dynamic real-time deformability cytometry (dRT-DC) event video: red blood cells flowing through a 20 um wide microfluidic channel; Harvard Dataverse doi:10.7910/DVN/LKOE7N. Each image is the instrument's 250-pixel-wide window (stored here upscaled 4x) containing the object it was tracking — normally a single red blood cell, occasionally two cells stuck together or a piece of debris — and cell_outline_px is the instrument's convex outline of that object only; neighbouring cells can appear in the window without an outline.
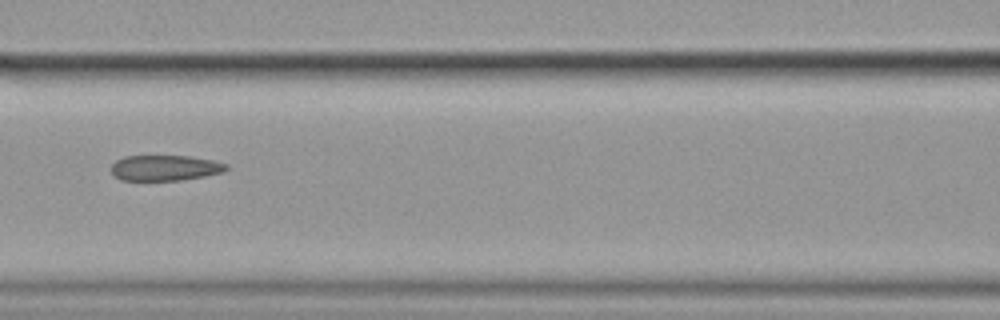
{"species": "common noctule bat (a hibernating species)", "species_latin": "Nyctalus noctula", "temperature_condition": "cold", "stored_images_in_passage": 15, "camera_frame_rate_fps": 3000, "um_per_image_px": 0.085, "animal": {"sex": "female", "body_mass_g": 19.9}, "frame": {"image": 1, "passage_image": 7, "time_ms": 2.0, "image_size_px": [1000, 320], "cell_outline_px": [[228, 168], [224, 172], [204, 176], [180, 180], [120, 180], [112, 172], [112, 164], [116, 160], [124, 156], [188, 156], [212, 160], [228, 164]], "centroid_in_image_um": [14.04, 14.27], "position_along_channel_um": 152.6, "area_um2": 17.05}}
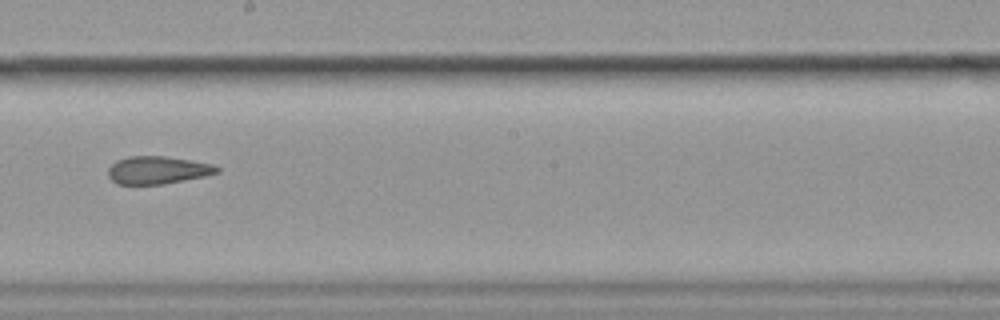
{"frame": {"image": 2, "passage_image": 9, "time_ms": 2.667, "image_size_px": [1000, 320], "cell_outline_px": [[220, 172], [204, 176], [184, 180], [160, 184], [116, 184], [108, 176], [108, 168], [116, 160], [128, 156], [164, 156], [212, 164], [220, 168]], "centroid_in_image_um": [13.37, 14.45], "position_along_channel_um": 234.8, "area_um2": 17.46}}
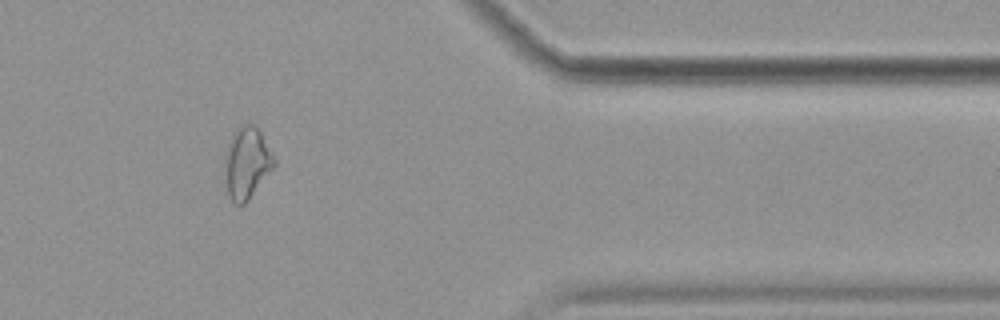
{"frame": {"image": 3, "passage_image": 13, "time_ms": 4.0, "image_size_px": [1000, 320], "cell_outline_px": [[276, 164], [248, 200], [244, 204], [236, 204], [232, 200], [228, 192], [224, 164], [224, 152], [232, 132], [236, 128], [244, 124], [252, 124], [260, 132], [276, 160]], "centroid_in_image_um": [20.96, 13.82], "position_along_channel_um": 390.4, "area_um2": 20.4}}